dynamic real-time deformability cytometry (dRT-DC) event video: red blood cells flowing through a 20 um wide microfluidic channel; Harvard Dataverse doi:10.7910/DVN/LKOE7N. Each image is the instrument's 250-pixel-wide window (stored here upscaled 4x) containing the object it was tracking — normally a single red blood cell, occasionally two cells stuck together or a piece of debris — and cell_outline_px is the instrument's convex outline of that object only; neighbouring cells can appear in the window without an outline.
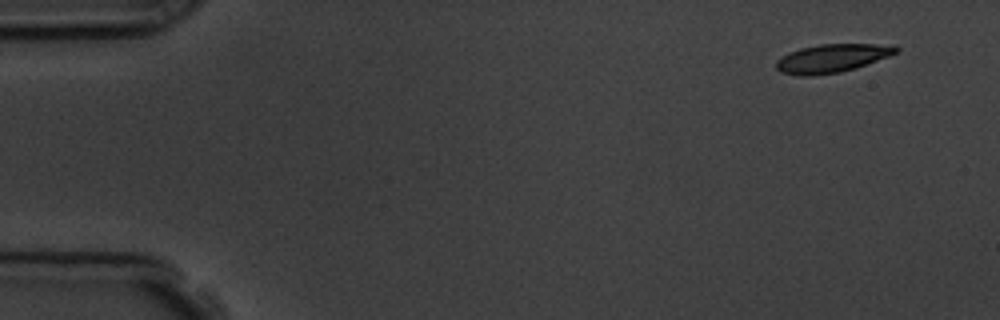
{"species": "common noctule bat (a hibernating species)", "species_latin": "Nyctalus noctula", "temperature_condition": "room temperature", "stored_images_in_passage": 15, "camera_frame_rate_fps": 3000, "um_per_image_px": 0.085, "animal": {"sex": "male", "body_mass_g": 19.5, "forearm_length_mm": 54.6}, "frame": {"image": 1, "passage_image": 1, "time_ms": 0.0, "image_size_px": [1000, 320], "cell_outline_px": [[900, 48], [896, 52], [888, 56], [856, 68], [840, 72], [812, 76], [800, 76], [780, 72], [776, 68], [776, 60], [788, 52], [800, 48], [820, 44], [896, 44]], "centroid_in_image_um": [70.71, 4.95], "position_along_channel_um": 14.3, "area_um2": 19.94}}
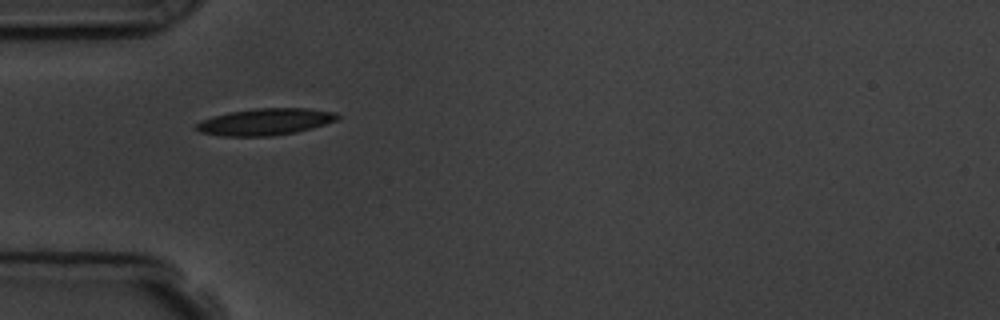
{"frame": {"image": 2, "passage_image": 5, "time_ms": 4.333, "image_size_px": [1000, 320], "cell_outline_px": [[340, 116], [336, 120], [312, 128], [296, 132], [272, 136], [224, 136], [200, 132], [196, 128], [196, 124], [200, 120], [212, 116], [228, 112], [256, 108], [308, 108], [336, 112]], "centroid_in_image_um": [22.54, 10.34], "position_along_channel_um": 62.5, "area_um2": 22.02}}
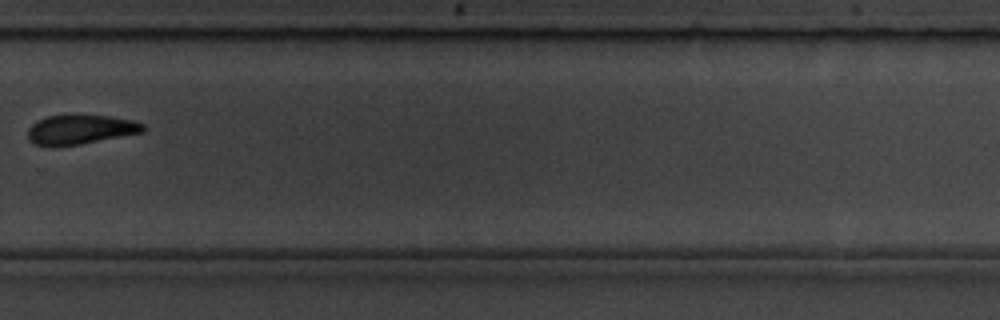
{"frame": {"image": 3, "passage_image": 11, "time_ms": 11.333, "image_size_px": [1000, 320], "cell_outline_px": [[144, 132], [80, 144], [36, 144], [28, 140], [28, 128], [36, 120], [48, 116], [72, 112], [76, 112], [108, 116], [132, 120], [144, 124]], "centroid_in_image_um": [6.84, 10.94], "position_along_channel_um": 323.0, "area_um2": 20.0}}